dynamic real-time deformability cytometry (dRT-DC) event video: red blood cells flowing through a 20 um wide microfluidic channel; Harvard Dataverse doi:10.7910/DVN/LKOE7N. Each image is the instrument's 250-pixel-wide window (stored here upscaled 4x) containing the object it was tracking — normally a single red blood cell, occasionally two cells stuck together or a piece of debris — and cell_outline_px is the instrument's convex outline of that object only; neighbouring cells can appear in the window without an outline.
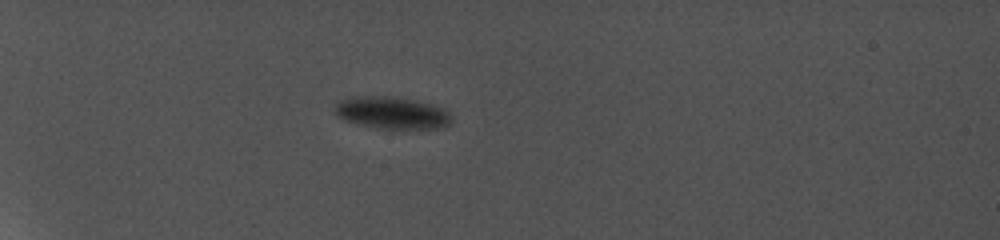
{"species": "common noctule bat (a hibernating species)", "species_latin": "Nyctalus noctula", "temperature_condition": "cold", "stored_images_in_passage": 13, "camera_frame_rate_fps": 5000, "um_per_image_px": 0.085, "animal": {"sex": "female", "body_mass_g": 19.0, "forearm_length_mm": 56.7}, "frame": {"image": 1, "passage_image": 10, "time_ms": 7.8, "image_size_px": [1000, 240], "cell_outline_px": [[448, 120], [444, 124], [372, 124], [348, 120], [340, 116], [336, 112], [336, 104], [344, 100], [356, 96], [388, 96], [428, 104], [440, 108], [448, 116]], "centroid_in_image_um": [33.11, 9.45], "position_along_channel_um": 51.9, "area_um2": 18.15}}
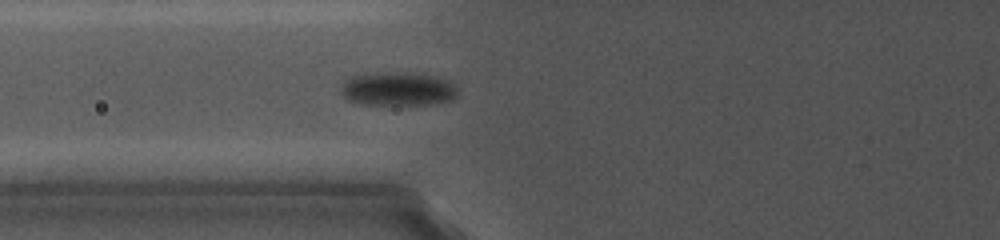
{"frame": {"image": 2, "passage_image": 13, "time_ms": 10.4, "image_size_px": [1000, 240], "cell_outline_px": [[456, 96], [448, 100], [428, 104], [364, 104], [348, 100], [340, 92], [344, 84], [352, 76], [372, 72], [416, 72], [432, 76], [444, 80], [456, 92]], "centroid_in_image_um": [33.73, 7.54], "position_along_channel_um": 92.1, "area_um2": 22.31}}